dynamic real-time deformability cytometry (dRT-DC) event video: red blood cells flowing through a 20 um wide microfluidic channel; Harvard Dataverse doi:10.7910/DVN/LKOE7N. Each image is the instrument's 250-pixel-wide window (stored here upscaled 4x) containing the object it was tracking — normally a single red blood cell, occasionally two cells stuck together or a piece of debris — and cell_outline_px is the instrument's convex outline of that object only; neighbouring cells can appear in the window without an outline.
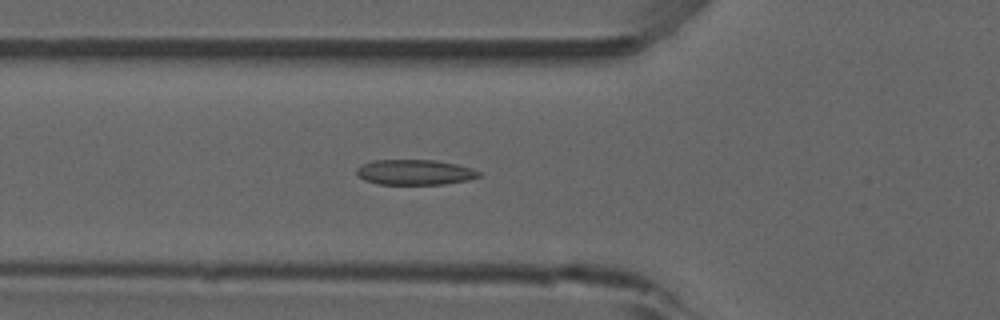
{"species": "common noctule bat (a hibernating species)", "species_latin": "Nyctalus noctula", "temperature_condition": "room temperature", "stored_images_in_passage": 49, "camera_frame_rate_fps": 3000, "um_per_image_px": 0.085, "animal": {"sex": "male", "forearm_length_mm": 52.5}, "frame": {"image": 1, "passage_image": 15, "time_ms": 4.667, "image_size_px": [1000, 320], "cell_outline_px": [[480, 176], [468, 180], [444, 184], [376, 184], [364, 180], [356, 172], [356, 168], [372, 160], [436, 160], [456, 164], [472, 168], [480, 172]], "centroid_in_image_um": [35.26, 14.64], "position_along_channel_um": 90.5, "area_um2": 17.98}, "authors_computed_cell_mechanics": {"area_um2": 17.8602, "velocity_mm_per_s": 3.902, "shape_relaxation_time_tau1_ms": null, "shape_relaxation_time_tau2_ms": 2.2486, "deformation_change_tau1": null, "deformation_change_tau2": 0.0821}}